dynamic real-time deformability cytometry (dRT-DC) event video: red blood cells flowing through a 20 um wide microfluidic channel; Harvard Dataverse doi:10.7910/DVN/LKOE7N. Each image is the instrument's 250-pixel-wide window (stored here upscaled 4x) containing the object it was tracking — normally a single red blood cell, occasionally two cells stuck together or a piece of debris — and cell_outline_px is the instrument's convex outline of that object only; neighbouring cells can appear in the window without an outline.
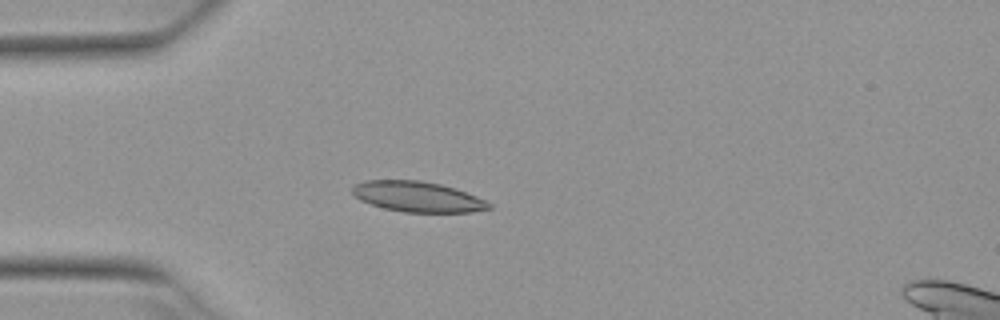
{"species": "Egyptian fruit bat (a non-hibernating species)", "species_latin": "Rousettus aegyptiacus", "temperature_condition": "warm", "stored_images_in_passage": 4, "camera_frame_rate_fps": 3000, "um_per_image_px": 0.085, "animal": {"sex": "female"}, "frame": {"image": 1, "passage_image": 4, "time_ms": 1.0, "image_size_px": [1000, 320], "cell_outline_px": [[492, 208], [472, 212], [404, 212], [384, 208], [360, 200], [352, 192], [352, 188], [356, 184], [364, 180], [420, 180], [440, 184], [476, 196], [492, 204]], "centroid_in_image_um": [35.49, 16.72], "position_along_channel_um": 49.5, "area_um2": 23.99}}